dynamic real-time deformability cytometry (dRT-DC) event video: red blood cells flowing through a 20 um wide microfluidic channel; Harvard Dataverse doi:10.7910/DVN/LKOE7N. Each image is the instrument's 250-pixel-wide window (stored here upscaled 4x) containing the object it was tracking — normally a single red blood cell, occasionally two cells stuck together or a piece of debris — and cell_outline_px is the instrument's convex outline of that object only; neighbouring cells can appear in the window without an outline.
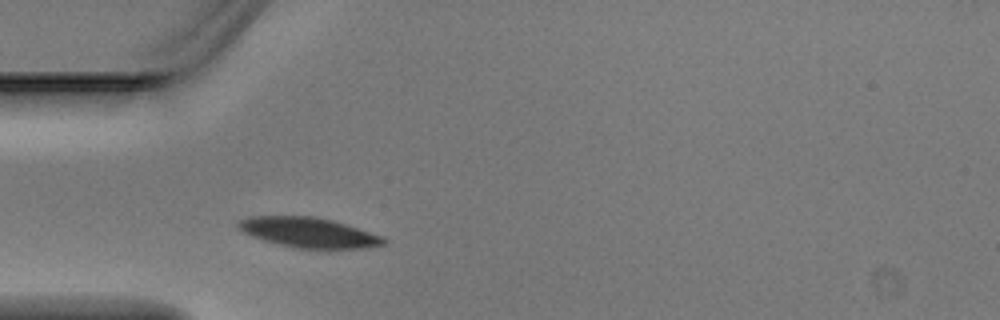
{"species": "Egyptian fruit bat (a non-hibernating species)", "species_latin": "Rousettus aegyptiacus", "temperature_condition": "warm", "stored_images_in_passage": 1, "camera_frame_rate_fps": 3000, "um_per_image_px": 0.085, "animal": {"sex": "male"}, "frame": {"image": 1, "passage_image": 1, "time_ms": 0.0, "image_size_px": [1000, 320], "cell_outline_px": [[388, 240], [384, 244], [368, 248], [296, 248], [264, 240], [252, 236], [244, 232], [236, 224], [240, 220], [248, 216], [316, 216], [332, 220], [384, 236]], "centroid_in_image_um": [26.27, 19.75], "position_along_channel_um": 58.7, "area_um2": 25.32}}